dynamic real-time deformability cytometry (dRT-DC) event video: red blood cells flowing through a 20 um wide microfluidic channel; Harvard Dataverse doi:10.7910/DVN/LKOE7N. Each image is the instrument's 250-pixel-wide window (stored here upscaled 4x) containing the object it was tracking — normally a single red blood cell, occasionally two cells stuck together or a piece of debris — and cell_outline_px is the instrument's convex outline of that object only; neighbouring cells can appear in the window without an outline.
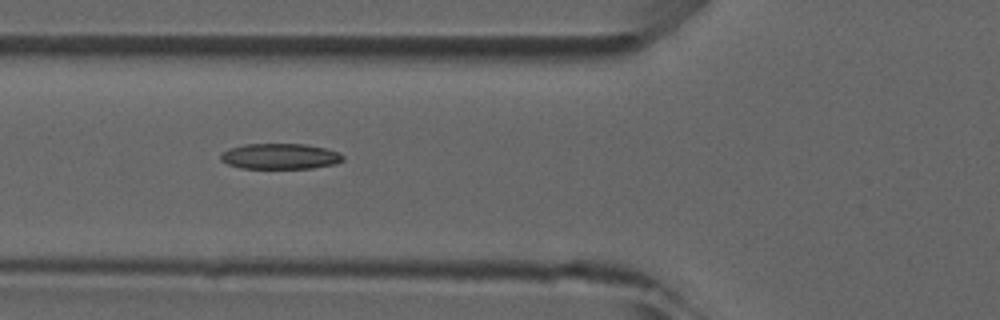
{"species": "common noctule bat (a hibernating species)", "species_latin": "Nyctalus noctula", "temperature_condition": "room temperature", "stored_images_in_passage": 9, "camera_frame_rate_fps": 3000, "um_per_image_px": 0.085, "animal": {"sex": "male", "forearm_length_mm": 52.5}, "frame": {"image": 1, "passage_image": 5, "time_ms": 5.333, "image_size_px": [1000, 320], "cell_outline_px": [[344, 160], [336, 164], [312, 168], [240, 168], [228, 164], [220, 160], [220, 156], [224, 152], [232, 148], [244, 144], [304, 144], [324, 148], [340, 152], [344, 156]], "centroid_in_image_um": [23.85, 13.29], "position_along_channel_um": 102.0, "area_um2": 18.21}}
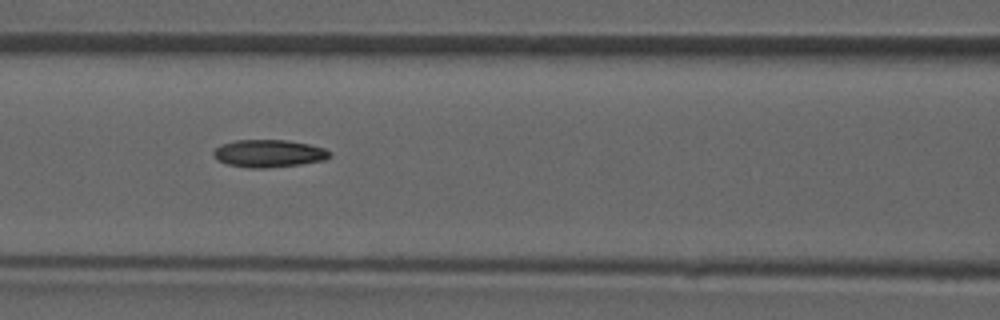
{"frame": {"image": 2, "passage_image": 6, "time_ms": 6.333, "image_size_px": [1000, 320], "cell_outline_px": [[332, 156], [324, 160], [300, 164], [264, 168], [248, 168], [228, 164], [212, 156], [212, 152], [220, 144], [236, 140], [288, 140], [308, 144], [324, 148], [332, 152]], "centroid_in_image_um": [22.85, 13.04], "position_along_channel_um": 143.7, "area_um2": 18.67}}